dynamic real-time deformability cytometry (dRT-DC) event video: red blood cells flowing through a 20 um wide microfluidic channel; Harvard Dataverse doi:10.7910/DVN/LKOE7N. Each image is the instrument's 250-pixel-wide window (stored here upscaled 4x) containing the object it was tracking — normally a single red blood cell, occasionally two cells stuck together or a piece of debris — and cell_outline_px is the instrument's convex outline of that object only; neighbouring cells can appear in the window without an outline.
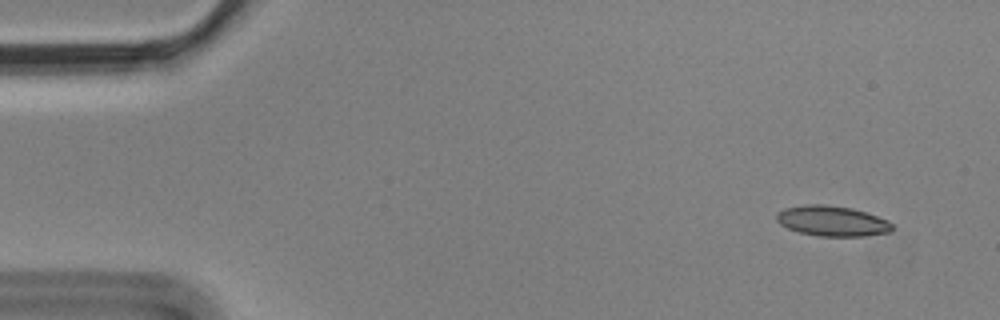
{"species": "Egyptian fruit bat (a non-hibernating species)", "species_latin": "Rousettus aegyptiacus", "temperature_condition": "cold", "stored_images_in_passage": 8, "camera_frame_rate_fps": 3000, "um_per_image_px": 0.085, "animal": {"sex": "male"}, "frame": {"image": 1, "passage_image": 1, "time_ms": 0.0, "image_size_px": [1000, 320], "cell_outline_px": [[892, 228], [888, 232], [864, 236], [820, 236], [800, 232], [788, 228], [780, 224], [776, 220], [776, 212], [784, 208], [804, 204], [824, 204], [852, 208], [888, 220], [892, 224]], "centroid_in_image_um": [70.68, 18.77], "position_along_channel_um": 14.3, "area_um2": 20.35}}
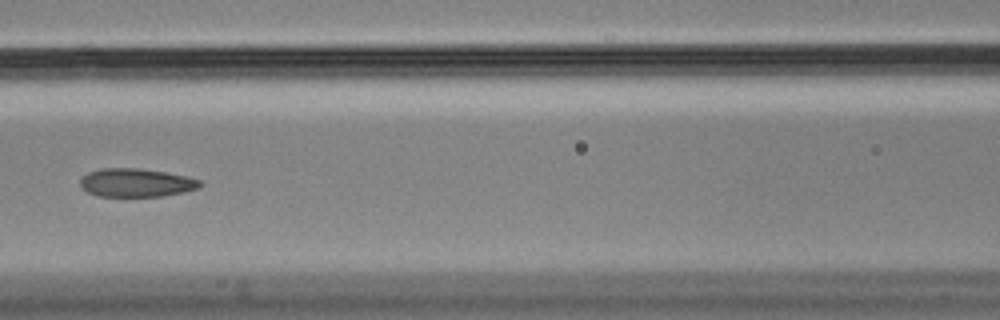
{"frame": {"image": 2, "passage_image": 7, "time_ms": 2.0, "image_size_px": [1000, 320], "cell_outline_px": [[204, 184], [200, 188], [184, 192], [160, 196], [100, 196], [88, 192], [80, 184], [80, 180], [88, 172], [100, 168], [140, 168], [188, 176], [200, 180]], "centroid_in_image_um": [11.62, 15.52], "position_along_channel_um": 155.0, "area_um2": 19.83}}
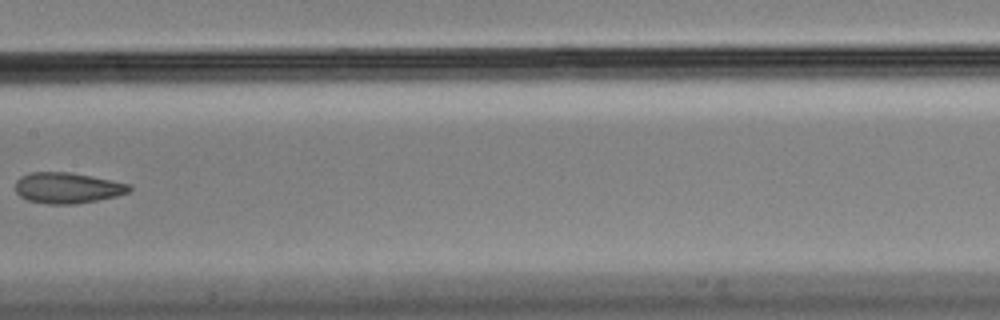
{"frame": {"image": 3, "passage_image": 8, "time_ms": 2.333, "image_size_px": [1000, 320], "cell_outline_px": [[132, 188], [128, 192], [116, 196], [76, 204], [48, 204], [28, 200], [20, 196], [16, 192], [16, 180], [20, 176], [32, 172], [68, 172], [132, 184]], "centroid_in_image_um": [5.72, 15.97], "position_along_channel_um": 201.7, "area_um2": 20.35}}